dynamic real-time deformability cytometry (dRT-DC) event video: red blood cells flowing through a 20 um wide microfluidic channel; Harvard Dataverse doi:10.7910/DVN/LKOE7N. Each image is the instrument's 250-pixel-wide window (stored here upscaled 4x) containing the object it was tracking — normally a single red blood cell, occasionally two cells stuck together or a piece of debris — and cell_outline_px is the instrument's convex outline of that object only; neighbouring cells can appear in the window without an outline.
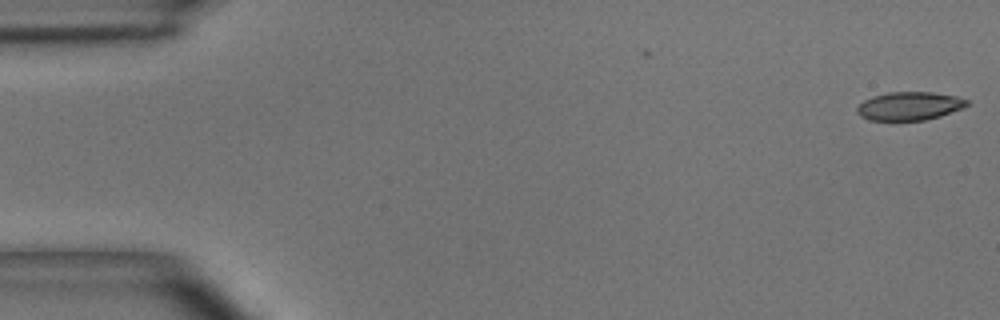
{"species": "common noctule bat (a hibernating species)", "species_latin": "Nyctalus noctula", "temperature_condition": "room temperature", "stored_images_in_passage": 2, "camera_frame_rate_fps": 3000, "um_per_image_px": 0.085, "animal": {"sex": "male", "body_mass_g": 15.6}, "frame": {"image": 1, "passage_image": 2, "time_ms": 0.333, "image_size_px": [1000, 320], "cell_outline_px": [[968, 104], [964, 108], [940, 116], [924, 120], [868, 120], [860, 116], [856, 112], [856, 108], [864, 100], [872, 96], [888, 92], [932, 92], [956, 96], [968, 100]], "centroid_in_image_um": [77.29, 9.01], "position_along_channel_um": 7.7, "area_um2": 18.21}}